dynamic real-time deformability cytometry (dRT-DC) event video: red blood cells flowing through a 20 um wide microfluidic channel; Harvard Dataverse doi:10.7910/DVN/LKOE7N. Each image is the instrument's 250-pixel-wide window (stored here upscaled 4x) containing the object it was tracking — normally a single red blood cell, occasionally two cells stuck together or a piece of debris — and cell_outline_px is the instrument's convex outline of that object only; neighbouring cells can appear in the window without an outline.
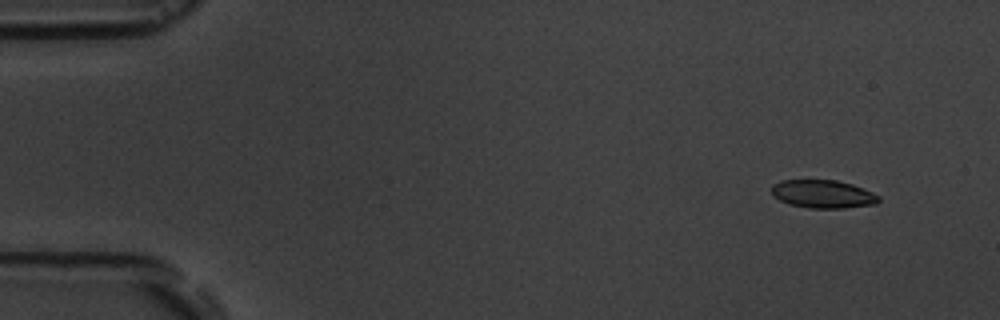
{"species": "common noctule bat (a hibernating species)", "species_latin": "Nyctalus noctula", "temperature_condition": "room temperature", "stored_images_in_passage": 7, "camera_frame_rate_fps": 3000, "um_per_image_px": 0.085, "animal": {"sex": "male", "body_mass_g": 19.5, "forearm_length_mm": 54.6}, "frame": {"image": 1, "passage_image": 1, "time_ms": 0.0, "image_size_px": [1000, 320], "cell_outline_px": [[880, 200], [876, 204], [844, 208], [808, 208], [788, 204], [772, 196], [772, 184], [780, 180], [836, 180], [852, 184], [872, 192], [880, 196]], "centroid_in_image_um": [69.93, 16.49], "position_along_channel_um": 15.1, "area_um2": 17.69}}
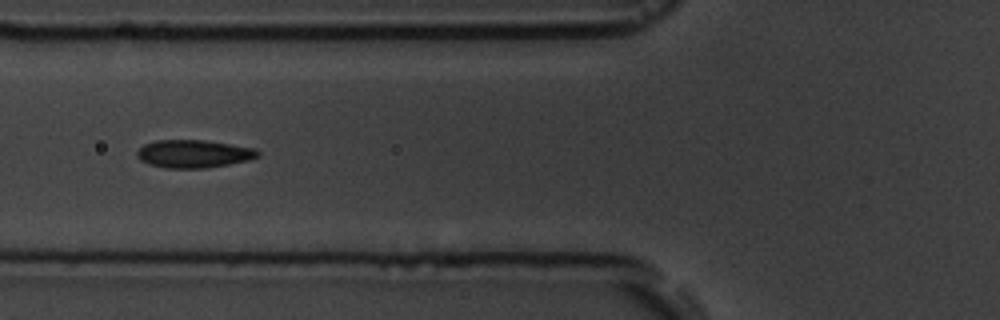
{"frame": {"image": 2, "passage_image": 5, "time_ms": 5.667, "image_size_px": [1000, 320], "cell_outline_px": [[260, 156], [248, 160], [228, 164], [204, 168], [168, 168], [148, 164], [140, 160], [136, 156], [136, 152], [144, 144], [156, 140], [204, 140], [256, 148], [260, 152]], "centroid_in_image_um": [16.46, 13.07], "position_along_channel_um": 109.3, "area_um2": 19.65}}
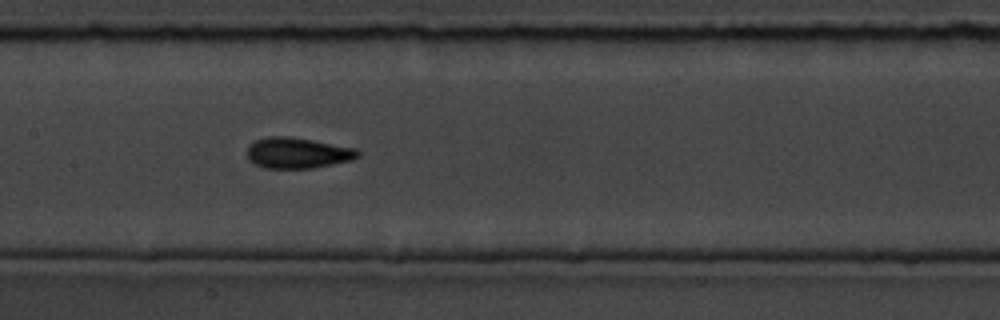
{"frame": {"image": 3, "passage_image": 7, "time_ms": 7.667, "image_size_px": [1000, 320], "cell_outline_px": [[360, 156], [352, 160], [312, 168], [264, 168], [248, 160], [248, 144], [256, 140], [268, 136], [292, 136], [356, 148], [360, 152]], "centroid_in_image_um": [25.3, 12.99], "position_along_channel_um": 182.1, "area_um2": 20.0}}